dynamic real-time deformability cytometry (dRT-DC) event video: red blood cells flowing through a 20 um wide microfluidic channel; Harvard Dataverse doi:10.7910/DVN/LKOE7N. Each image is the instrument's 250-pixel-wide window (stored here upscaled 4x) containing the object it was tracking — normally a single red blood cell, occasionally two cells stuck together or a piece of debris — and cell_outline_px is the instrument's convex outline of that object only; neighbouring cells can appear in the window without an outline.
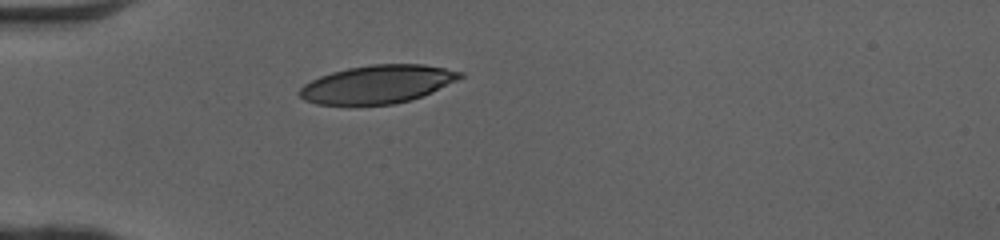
{"species": "human", "species_latin": "Homo sapiens", "temperature_condition": "cold", "stored_images_in_passage": 31, "camera_frame_rate_fps": 3000, "um_per_image_px": 0.085, "donor": {"sex": "female"}, "frame": {"image": 1, "passage_image": 1, "time_ms": 0.0, "image_size_px": [1000, 240], "cell_outline_px": [[464, 76], [432, 92], [412, 100], [396, 104], [316, 104], [304, 100], [296, 92], [304, 84], [320, 76], [332, 72], [348, 68], [372, 64], [424, 64], [464, 72]], "centroid_in_image_um": [32.08, 7.16], "position_along_channel_um": 52.9, "area_um2": 35.6}}
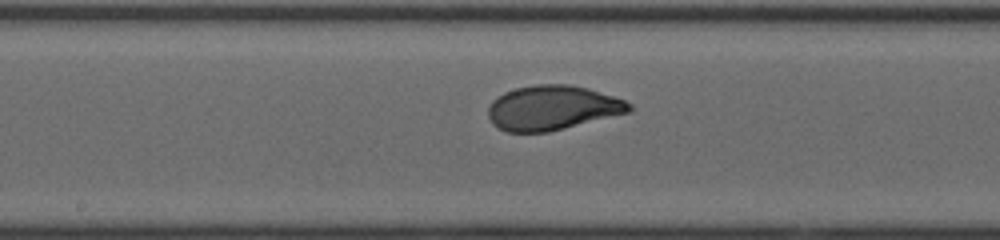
{"frame": {"image": 2, "passage_image": 13, "time_ms": 4.0, "image_size_px": [1000, 240], "cell_outline_px": [[632, 112], [548, 132], [508, 132], [492, 124], [488, 116], [488, 108], [492, 100], [496, 96], [504, 92], [516, 88], [536, 84], [568, 84], [588, 88], [624, 100], [632, 104]], "centroid_in_image_um": [46.95, 9.16], "position_along_channel_um": 201.2, "area_um2": 36.76}}
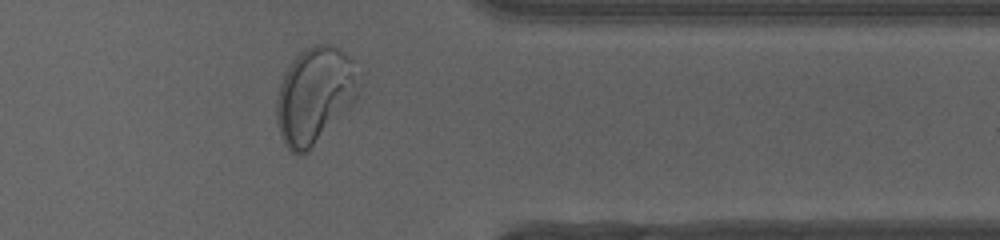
{"frame": {"image": 3, "passage_image": 27, "time_ms": 8.667, "image_size_px": [1000, 240], "cell_outline_px": [[356, 100], [308, 152], [300, 156], [292, 152], [284, 144], [276, 120], [276, 100], [280, 84], [284, 72], [296, 56], [304, 48], [316, 44], [328, 44], [336, 48], [348, 56], [352, 60], [356, 92]], "centroid_in_image_um": [26.67, 8.14], "position_along_channel_um": 384.7, "area_um2": 45.37}, "authors_computed_cell_mechanics": {"area_um2": 36.8186, "velocity_mm_per_s": 4.0755, "shape_relaxation_time_tau1_ms": 2.7986, "shape_relaxation_time_tau2_ms": null, "deformation_change_tau1": 0.1758, "deformation_change_tau2": null}}